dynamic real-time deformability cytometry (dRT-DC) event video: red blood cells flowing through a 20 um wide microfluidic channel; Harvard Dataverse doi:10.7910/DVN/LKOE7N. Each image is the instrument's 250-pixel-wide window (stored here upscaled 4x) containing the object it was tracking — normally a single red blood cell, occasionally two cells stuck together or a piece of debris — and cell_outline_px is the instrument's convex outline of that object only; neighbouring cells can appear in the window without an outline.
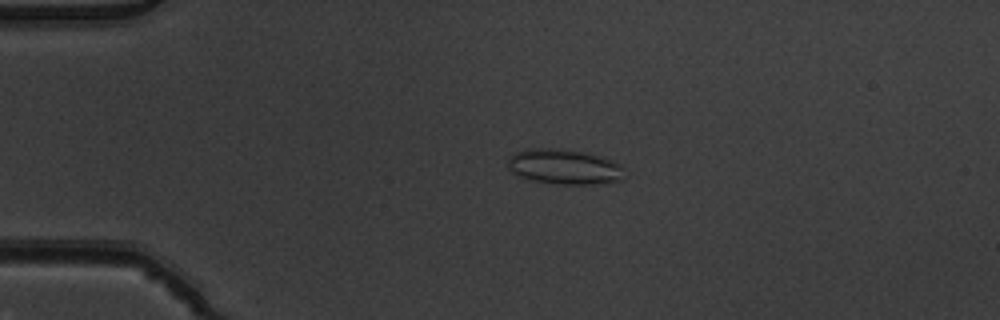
{"species": "common noctule bat (a hibernating species)", "species_latin": "Nyctalus noctula", "temperature_condition": "warm", "stored_images_in_passage": 4, "camera_frame_rate_fps": 3000, "um_per_image_px": 0.085, "animal": {"sex": "male", "body_mass_g": 19.5, "forearm_length_mm": 54.6}, "frame": {"image": 1, "passage_image": 3, "time_ms": 0.667, "image_size_px": [1000, 320], "cell_outline_px": [[628, 176], [624, 180], [592, 184], [560, 184], [532, 180], [520, 176], [512, 172], [508, 168], [508, 160], [516, 152], [528, 148], [560, 148], [584, 152], [612, 160], [620, 164]], "centroid_in_image_um": [48.01, 14.17], "position_along_channel_um": 37.0, "area_um2": 23.99}}